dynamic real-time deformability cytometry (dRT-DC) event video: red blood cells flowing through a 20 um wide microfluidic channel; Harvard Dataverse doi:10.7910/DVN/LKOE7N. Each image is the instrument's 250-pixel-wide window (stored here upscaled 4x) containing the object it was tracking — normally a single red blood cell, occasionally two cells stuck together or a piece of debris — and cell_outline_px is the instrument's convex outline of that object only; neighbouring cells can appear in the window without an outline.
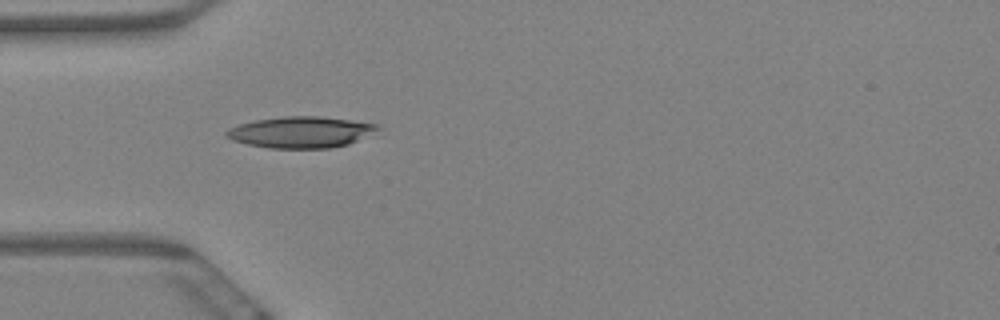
{"species": "Egyptian fruit bat (a non-hibernating species)", "species_latin": "Rousettus aegyptiacus", "temperature_condition": "warm", "stored_images_in_passage": 1, "camera_frame_rate_fps": 3000, "um_per_image_px": 0.085, "animal": {"sex": "female"}, "frame": {"image": 1, "passage_image": 1, "time_ms": 0.0, "image_size_px": [1000, 320], "cell_outline_px": [[380, 128], [348, 144], [332, 148], [268, 148], [248, 144], [232, 140], [224, 132], [228, 128], [240, 124], [256, 120], [284, 116], [316, 116], [380, 124]], "centroid_in_image_um": [25.53, 11.23], "position_along_channel_um": 59.5, "area_um2": 27.17}}